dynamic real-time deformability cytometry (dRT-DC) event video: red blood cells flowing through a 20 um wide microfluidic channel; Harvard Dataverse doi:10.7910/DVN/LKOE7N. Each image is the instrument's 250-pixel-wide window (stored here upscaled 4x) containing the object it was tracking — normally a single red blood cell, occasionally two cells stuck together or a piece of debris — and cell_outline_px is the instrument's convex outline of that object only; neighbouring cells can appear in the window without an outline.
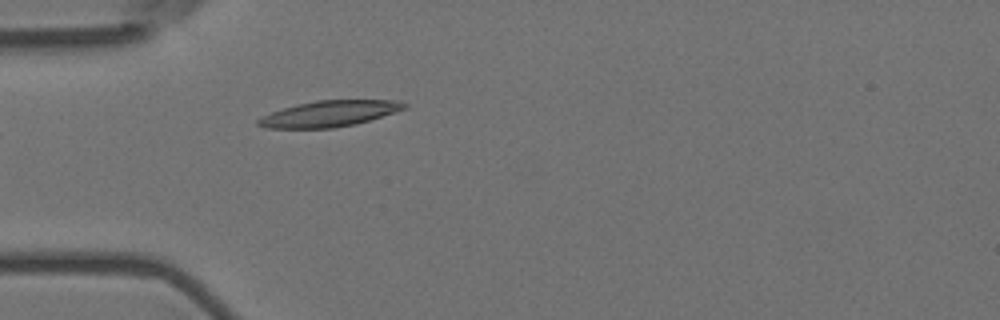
{"species": "Egyptian fruit bat (a non-hibernating species)", "species_latin": "Rousettus aegyptiacus", "temperature_condition": "room temperature", "stored_images_in_passage": 6, "camera_frame_rate_fps": 3000, "um_per_image_px": 0.085, "animal": {"sex": "female"}, "frame": {"image": 1, "passage_image": 2, "time_ms": 0.333, "image_size_px": [1000, 320], "cell_outline_px": [[408, 108], [356, 124], [332, 128], [264, 128], [256, 124], [256, 120], [272, 112], [296, 104], [316, 100], [400, 100], [408, 104]], "centroid_in_image_um": [28.02, 9.66], "position_along_channel_um": 57.0, "area_um2": 22.14}}
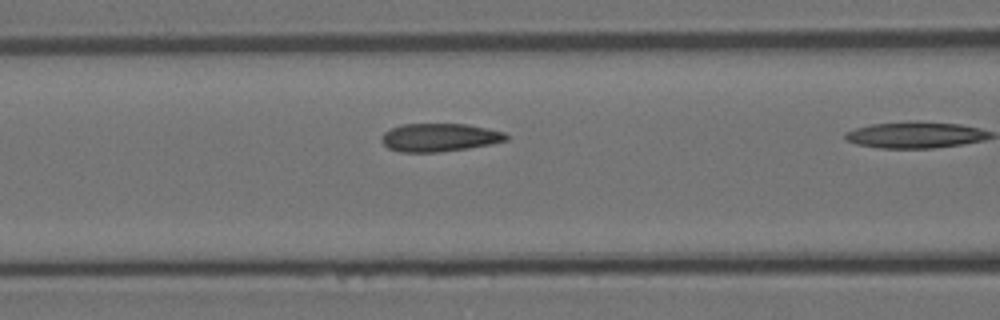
{"frame": {"image": 2, "passage_image": 5, "time_ms": 1.333, "image_size_px": [1000, 320], "cell_outline_px": [[508, 140], [492, 144], [468, 148], [436, 152], [400, 152], [388, 148], [380, 140], [380, 136], [384, 132], [400, 124], [468, 124], [488, 128], [504, 132], [508, 136]], "centroid_in_image_um": [37.35, 11.68], "position_along_channel_um": 129.3, "area_um2": 20.58}}